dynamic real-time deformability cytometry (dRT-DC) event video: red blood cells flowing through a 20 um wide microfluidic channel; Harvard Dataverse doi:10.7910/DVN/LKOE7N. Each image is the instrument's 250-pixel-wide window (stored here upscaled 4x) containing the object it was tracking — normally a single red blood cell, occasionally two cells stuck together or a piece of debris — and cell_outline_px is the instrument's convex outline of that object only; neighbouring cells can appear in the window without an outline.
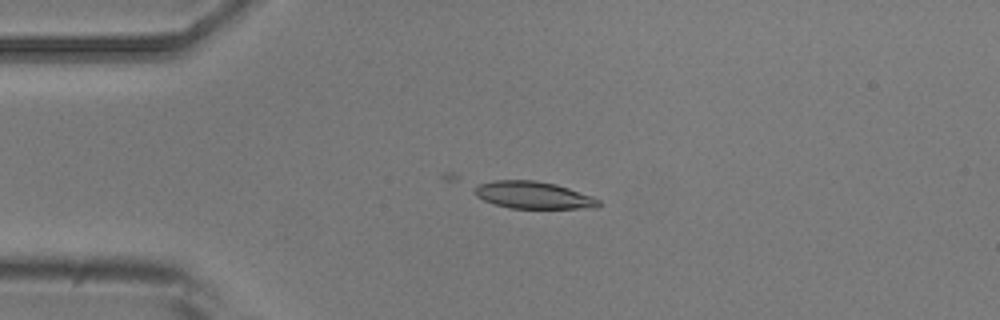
{"species": "common noctule bat (a hibernating species)", "species_latin": "Nyctalus noctula", "temperature_condition": "room temperature", "stored_images_in_passage": 7, "camera_frame_rate_fps": 3000, "um_per_image_px": 0.085, "animal": {"sex": "male", "body_mass_g": 20.5, "forearm_length_mm": 52.5}, "frame": {"image": 1, "passage_image": 5, "time_ms": 5.667, "image_size_px": [1000, 320], "cell_outline_px": [[600, 204], [596, 208], [512, 208], [496, 204], [484, 200], [476, 196], [476, 188], [480, 184], [492, 180], [536, 180], [556, 184], [592, 196], [600, 200]], "centroid_in_image_um": [45.37, 16.58], "position_along_channel_um": 39.6, "area_um2": 19.42}}
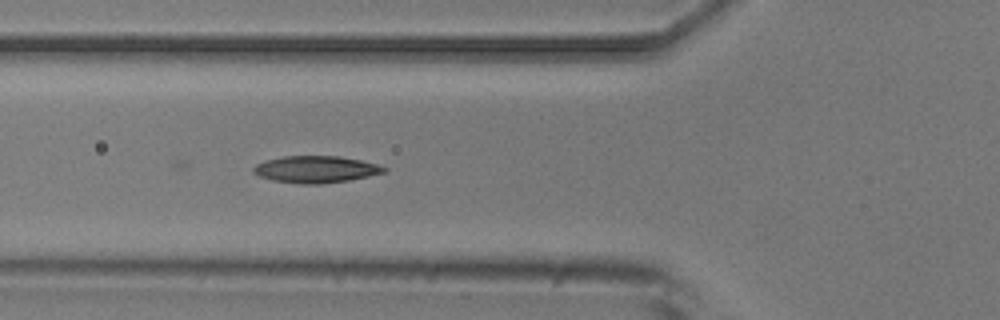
{"frame": {"image": 2, "passage_image": 7, "time_ms": 8.0, "image_size_px": [1000, 320], "cell_outline_px": [[388, 168], [384, 172], [368, 176], [348, 180], [320, 184], [300, 184], [272, 180], [260, 176], [252, 172], [252, 168], [256, 164], [264, 160], [284, 156], [340, 156], [360, 160], [376, 164]], "centroid_in_image_um": [26.8, 14.39], "position_along_channel_um": 99.0, "area_um2": 20.4}}